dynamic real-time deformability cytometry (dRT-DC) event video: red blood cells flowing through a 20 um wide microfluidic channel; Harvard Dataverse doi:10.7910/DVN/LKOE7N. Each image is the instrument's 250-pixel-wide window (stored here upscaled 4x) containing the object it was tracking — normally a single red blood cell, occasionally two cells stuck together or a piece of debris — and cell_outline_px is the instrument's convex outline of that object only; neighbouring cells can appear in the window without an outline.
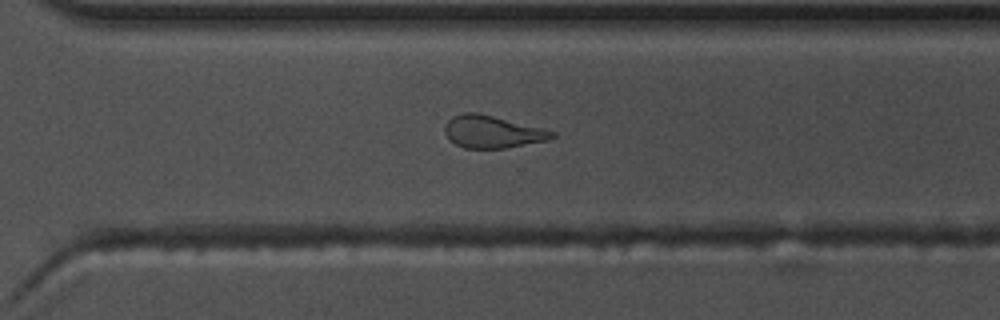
{"species": "common noctule bat (a hibernating species)", "species_latin": "Nyctalus noctula", "temperature_condition": "warm", "stored_images_in_passage": 46, "camera_frame_rate_fps": 3000, "um_per_image_px": 0.085, "animal": {"sex": "male", "body_mass_g": 17.5, "forearm_length_mm": 52.3}, "frame": {"image": 1, "passage_image": 31, "time_ms": 10.0, "image_size_px": [1000, 320], "cell_outline_px": [[556, 136], [548, 140], [504, 148], [464, 148], [456, 144], [444, 132], [444, 124], [452, 116], [464, 112], [476, 112], [544, 128], [556, 132]], "centroid_in_image_um": [41.85, 11.19], "position_along_channel_um": 328.7, "area_um2": 20.17}}
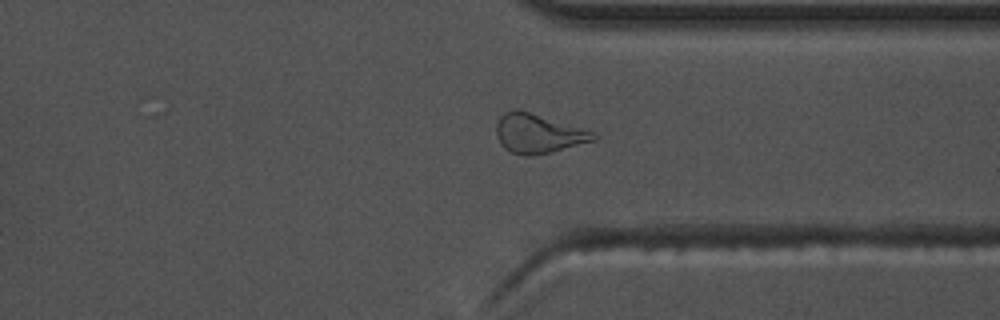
{"frame": {"image": 2, "passage_image": 34, "time_ms": 11.0, "image_size_px": [1000, 320], "cell_outline_px": [[600, 136], [596, 140], [552, 152], [532, 156], [528, 156], [512, 152], [504, 148], [500, 144], [496, 136], [496, 124], [500, 116], [504, 112], [528, 112], [596, 132]], "centroid_in_image_um": [45.78, 11.39], "position_along_channel_um": 365.6, "area_um2": 21.91}}
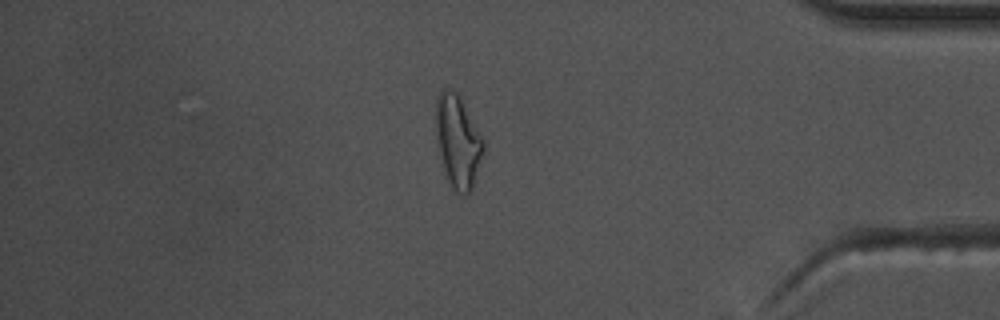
{"frame": {"image": 3, "passage_image": 39, "time_ms": 12.667, "image_size_px": [1000, 320], "cell_outline_px": [[484, 152], [472, 188], [468, 192], [456, 192], [452, 188], [444, 168], [436, 136], [436, 96], [444, 88], [456, 92], [460, 96], [484, 140]], "centroid_in_image_um": [38.93, 11.97], "position_along_channel_um": 396.3, "area_um2": 25.14}}